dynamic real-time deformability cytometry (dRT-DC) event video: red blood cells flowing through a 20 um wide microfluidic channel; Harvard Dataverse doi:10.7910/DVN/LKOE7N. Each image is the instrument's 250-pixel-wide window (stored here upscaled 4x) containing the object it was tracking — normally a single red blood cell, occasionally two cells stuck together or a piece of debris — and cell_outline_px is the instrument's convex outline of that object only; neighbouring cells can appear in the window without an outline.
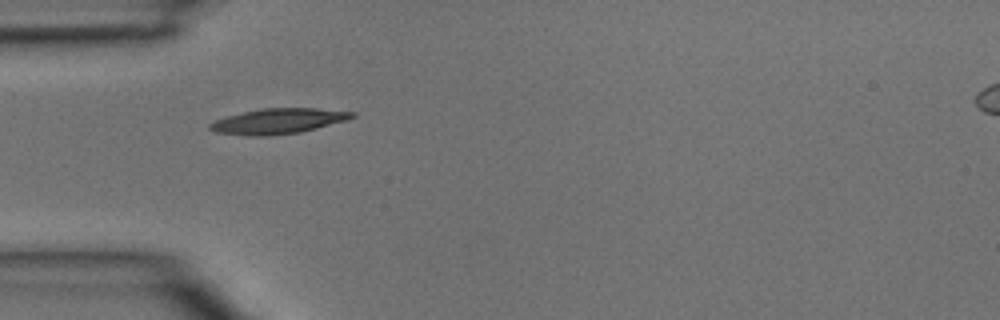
{"species": "common noctule bat (a hibernating species)", "species_latin": "Nyctalus noctula", "temperature_condition": "room temperature", "stored_images_in_passage": 1, "camera_frame_rate_fps": 3000, "um_per_image_px": 0.085, "animal": {"sex": "male", "body_mass_g": 15.6}, "frame": {"image": 1, "passage_image": 1, "time_ms": 0.0, "image_size_px": [1000, 320], "cell_outline_px": [[356, 116], [348, 120], [300, 132], [264, 136], [252, 136], [216, 132], [208, 128], [208, 124], [216, 120], [228, 116], [260, 108], [316, 108], [356, 112]], "centroid_in_image_um": [23.68, 10.29], "position_along_channel_um": 61.3, "area_um2": 20.87}}